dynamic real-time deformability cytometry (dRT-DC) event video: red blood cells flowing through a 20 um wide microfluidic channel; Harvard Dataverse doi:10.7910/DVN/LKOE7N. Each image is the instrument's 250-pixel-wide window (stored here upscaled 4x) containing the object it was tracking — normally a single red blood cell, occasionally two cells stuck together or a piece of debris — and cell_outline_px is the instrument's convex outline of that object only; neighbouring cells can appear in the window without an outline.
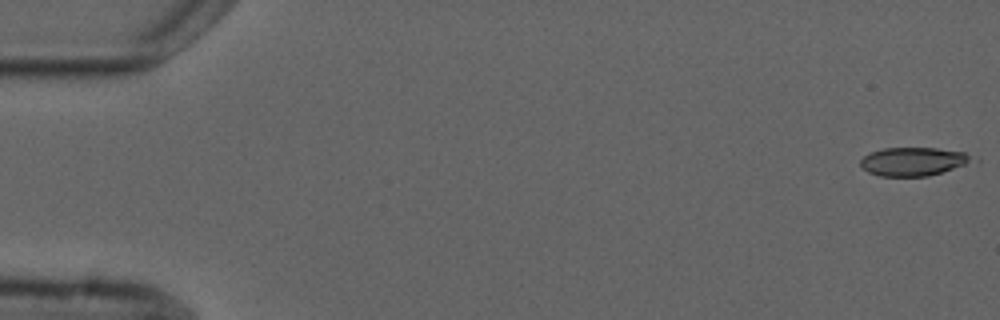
{"species": "common noctule bat (a hibernating species)", "species_latin": "Nyctalus noctula", "temperature_condition": "cold", "stored_images_in_passage": 6, "camera_frame_rate_fps": 3000, "um_per_image_px": 0.085, "animal": {"sex": "male", "forearm_length_mm": 52.5}, "frame": {"image": 1, "passage_image": 1, "time_ms": 0.0, "image_size_px": [1000, 320], "cell_outline_px": [[980, 160], [928, 176], [880, 176], [868, 172], [860, 164], [860, 160], [864, 156], [872, 152], [884, 148], [936, 148], [964, 152]], "centroid_in_image_um": [77.67, 13.72], "position_along_channel_um": 7.3, "area_um2": 18.5}}
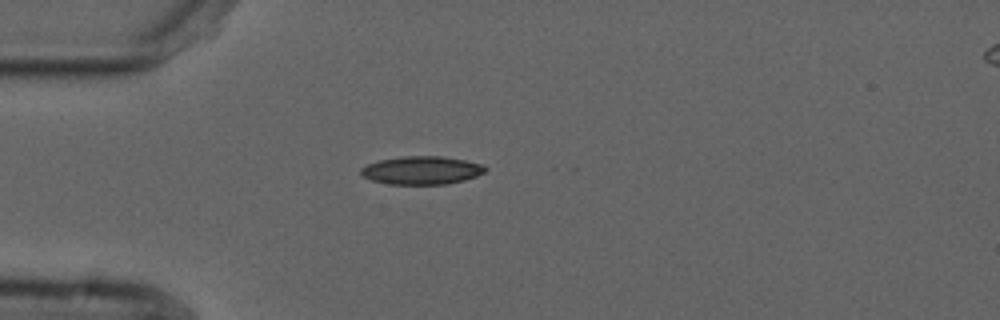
{"frame": {"image": 2, "passage_image": 4, "time_ms": 4.667, "image_size_px": [1000, 320], "cell_outline_px": [[488, 168], [484, 172], [476, 176], [464, 180], [444, 184], [388, 184], [372, 180], [364, 176], [360, 172], [360, 168], [368, 164], [380, 160], [404, 156], [440, 156], [464, 160], [484, 164]], "centroid_in_image_um": [35.86, 14.47], "position_along_channel_um": 49.1, "area_um2": 20.29}}